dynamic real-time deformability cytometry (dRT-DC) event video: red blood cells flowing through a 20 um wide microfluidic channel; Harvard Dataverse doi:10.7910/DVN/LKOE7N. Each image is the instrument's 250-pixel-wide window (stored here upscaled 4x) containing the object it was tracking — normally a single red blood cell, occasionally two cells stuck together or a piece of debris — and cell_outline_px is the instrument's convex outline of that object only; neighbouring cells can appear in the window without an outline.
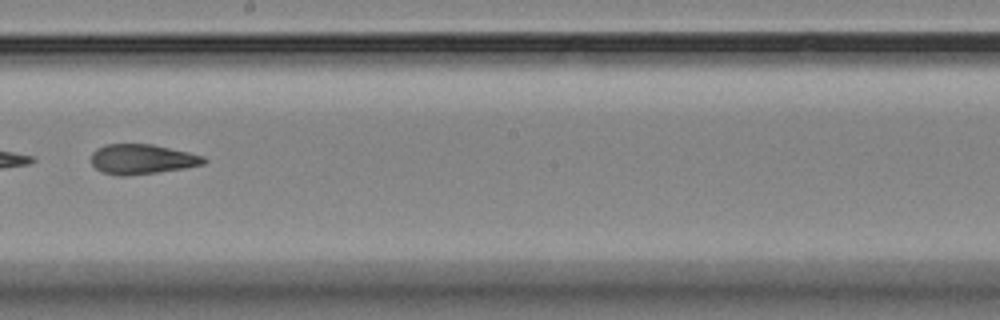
{"species": "Egyptian fruit bat (a non-hibernating species)", "species_latin": "Rousettus aegyptiacus", "temperature_condition": "room temperature", "stored_images_in_passage": 10, "camera_frame_rate_fps": 3000, "um_per_image_px": 0.085, "animal": {"sex": "female"}, "frame": {"image": 1, "passage_image": 9, "time_ms": 9.0, "image_size_px": [1000, 320], "cell_outline_px": [[208, 160], [204, 164], [184, 168], [128, 176], [116, 176], [100, 172], [92, 164], [92, 152], [96, 148], [104, 144], [152, 144], [188, 152], [204, 156]], "centroid_in_image_um": [12.04, 13.53], "position_along_channel_um": 236.2, "area_um2": 19.77}}
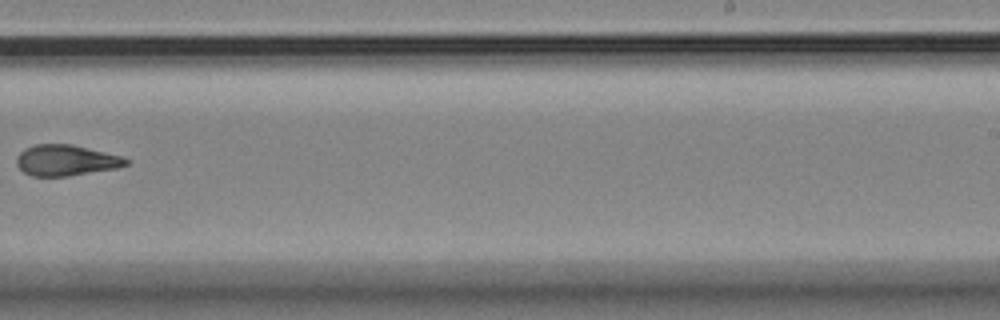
{"frame": {"image": 2, "passage_image": 10, "time_ms": 10.333, "image_size_px": [1000, 320], "cell_outline_px": [[128, 164], [116, 168], [68, 176], [32, 176], [24, 172], [16, 164], [16, 156], [24, 148], [36, 144], [72, 144], [120, 156], [128, 160]], "centroid_in_image_um": [5.56, 13.62], "position_along_channel_um": 283.4, "area_um2": 19.54}}